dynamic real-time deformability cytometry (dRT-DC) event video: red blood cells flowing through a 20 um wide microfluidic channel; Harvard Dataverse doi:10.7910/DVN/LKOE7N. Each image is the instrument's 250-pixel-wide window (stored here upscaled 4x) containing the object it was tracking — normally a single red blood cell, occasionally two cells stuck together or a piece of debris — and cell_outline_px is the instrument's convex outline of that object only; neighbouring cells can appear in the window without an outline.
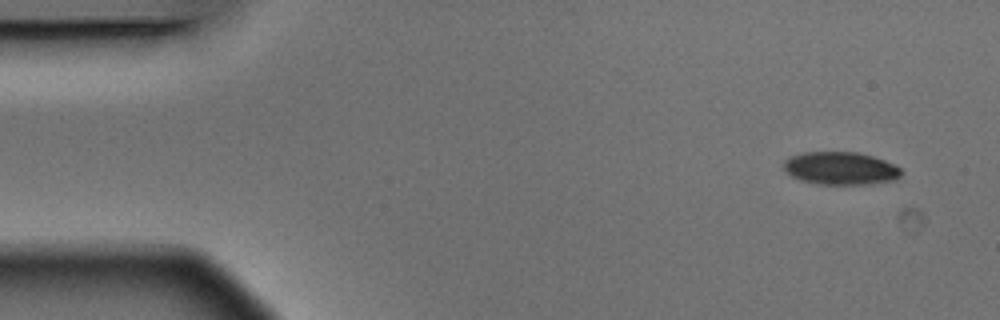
{"species": "Egyptian fruit bat (a non-hibernating species)", "species_latin": "Rousettus aegyptiacus", "temperature_condition": "warm", "stored_images_in_passage": 5, "camera_frame_rate_fps": 3000, "um_per_image_px": 0.085, "animal": {"sex": "male"}, "frame": {"image": 1, "passage_image": 1, "time_ms": 0.0, "image_size_px": [1000, 320], "cell_outline_px": [[904, 172], [896, 180], [872, 184], [816, 184], [800, 180], [792, 176], [784, 168], [784, 160], [792, 156], [804, 152], [860, 152], [884, 160], [900, 168]], "centroid_in_image_um": [71.48, 14.31], "position_along_channel_um": 13.5, "area_um2": 22.54}}
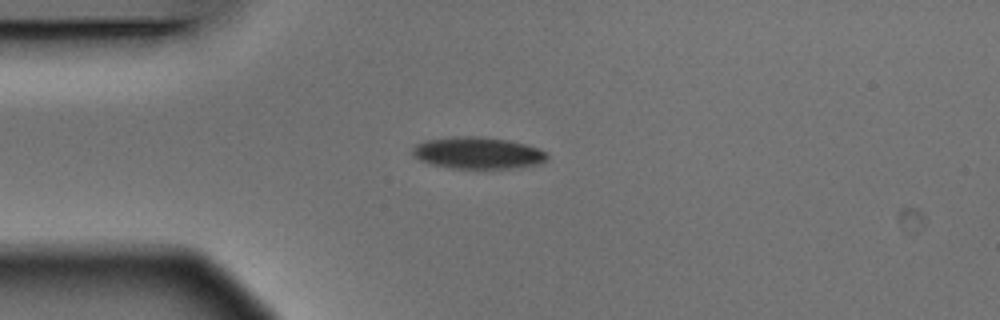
{"frame": {"image": 2, "passage_image": 4, "time_ms": 1.0, "image_size_px": [1000, 320], "cell_outline_px": [[548, 160], [544, 164], [512, 168], [452, 168], [432, 164], [420, 160], [412, 156], [412, 148], [416, 144], [424, 140], [452, 136], [476, 136], [508, 140], [524, 144], [548, 152]], "centroid_in_image_um": [40.62, 13.0], "position_along_channel_um": 44.4, "area_um2": 25.14}}
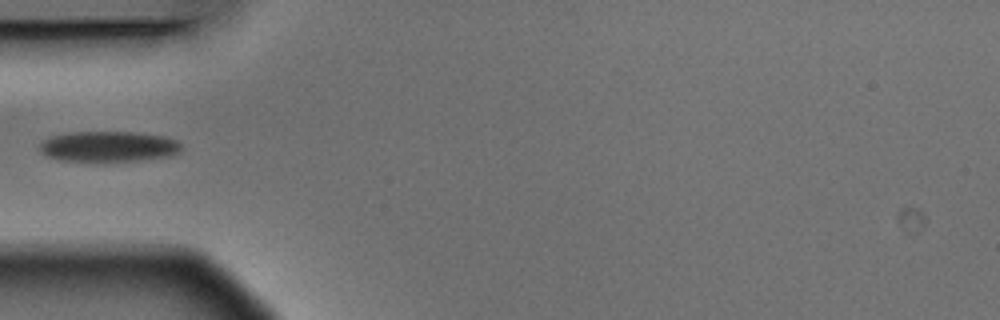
{"frame": {"image": 3, "passage_image": 5, "time_ms": 1.333, "image_size_px": [1000, 320], "cell_outline_px": [[180, 152], [172, 156], [140, 160], [104, 164], [100, 164], [60, 160], [48, 156], [40, 152], [40, 144], [44, 140], [52, 136], [64, 132], [136, 132], [164, 136], [176, 140], [180, 144]], "centroid_in_image_um": [9.21, 12.49], "position_along_channel_um": 75.8, "area_um2": 26.18}}